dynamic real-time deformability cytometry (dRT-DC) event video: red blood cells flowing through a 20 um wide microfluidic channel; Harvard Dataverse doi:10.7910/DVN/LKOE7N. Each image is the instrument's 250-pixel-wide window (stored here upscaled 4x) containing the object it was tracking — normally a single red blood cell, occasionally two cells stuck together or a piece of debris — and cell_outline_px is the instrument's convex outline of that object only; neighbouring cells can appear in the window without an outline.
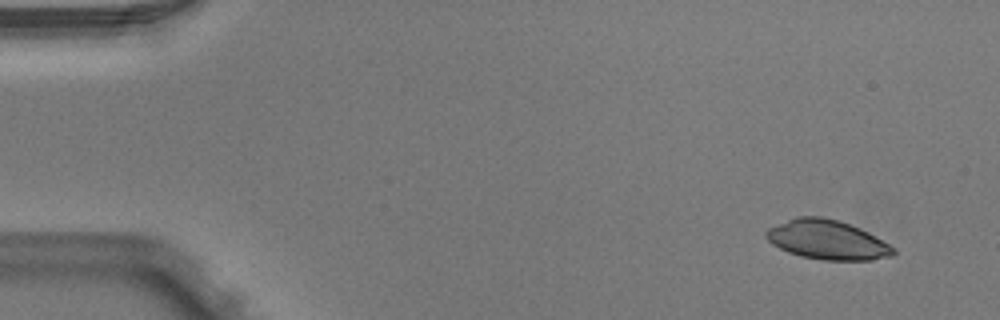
{"species": "Egyptian fruit bat (a non-hibernating species)", "species_latin": "Rousettus aegyptiacus", "temperature_condition": "warm", "stored_images_in_passage": 3, "camera_frame_rate_fps": 3000, "um_per_image_px": 0.085, "animal": {"sex": "male"}, "frame": {"image": 1, "passage_image": 1, "time_ms": 0.0, "image_size_px": [1000, 320], "cell_outline_px": [[896, 252], [892, 256], [872, 260], [824, 260], [800, 256], [788, 252], [772, 244], [764, 236], [764, 232], [768, 228], [796, 216], [820, 216], [840, 220], [860, 228], [868, 232], [896, 248]], "centroid_in_image_um": [70.31, 20.38], "position_along_channel_um": 14.7, "area_um2": 29.36}}